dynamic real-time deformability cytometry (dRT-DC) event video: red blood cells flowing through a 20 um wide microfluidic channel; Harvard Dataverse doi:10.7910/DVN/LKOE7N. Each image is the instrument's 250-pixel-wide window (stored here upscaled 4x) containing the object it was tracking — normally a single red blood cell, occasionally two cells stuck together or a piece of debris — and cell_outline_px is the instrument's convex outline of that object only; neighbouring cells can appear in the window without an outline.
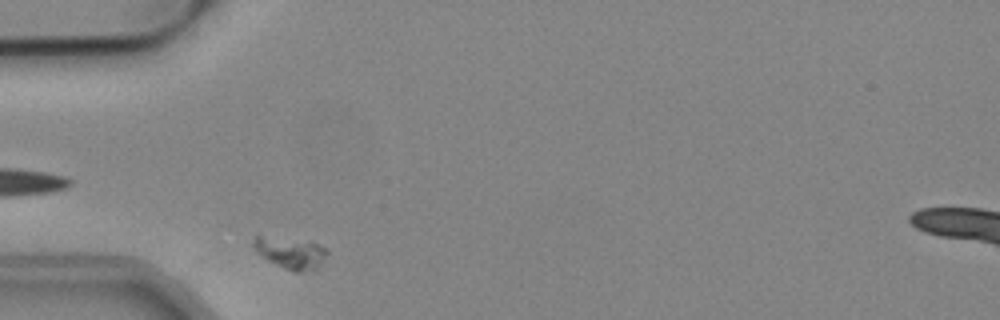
{"species": "common noctule bat (a hibernating species)", "species_latin": "Nyctalus noctula", "temperature_condition": "cold", "stored_images_in_passage": 35, "camera_frame_rate_fps": 3000, "um_per_image_px": 0.085, "animal": {"sex": "male", "body_mass_g": 19.2, "forearm_length_mm": 51.8}, "frame": {"image": 1, "passage_image": 1, "time_ms": 0.0, "image_size_px": [1000, 320], "cell_outline_px": [[328, 252], [320, 264], [316, 268], [300, 272], [292, 272], [268, 260], [256, 252], [252, 248], [252, 240], [256, 236], [260, 236], [316, 244], [324, 248]], "centroid_in_image_um": [24.63, 21.52], "position_along_channel_um": 60.4, "area_um2": 12.83}}
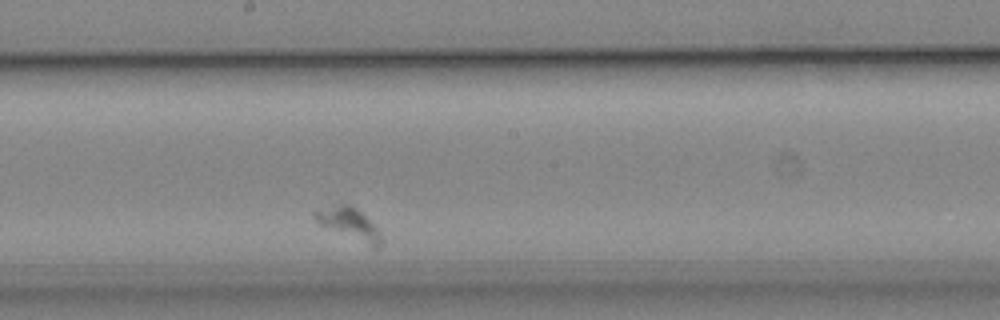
{"frame": {"image": 2, "passage_image": 16, "time_ms": 5.0, "image_size_px": [1000, 320], "cell_outline_px": [[380, 244], [376, 248], [320, 224], [316, 220], [312, 212], [344, 204], [352, 204], [380, 232]], "centroid_in_image_um": [29.68, 19.0], "position_along_channel_um": 218.5, "area_um2": 11.27}}
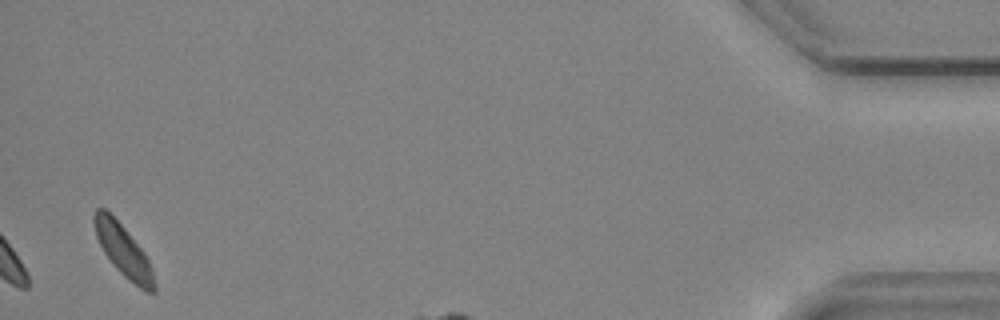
{"frame": {"image": 3, "passage_image": 35, "time_ms": 11.333, "image_size_px": [1000, 320], "cell_outline_px": [[156, 292], [148, 292], [140, 288], [128, 280], [112, 264], [104, 252], [96, 236], [92, 220], [92, 216], [96, 208], [104, 208], [124, 228], [144, 252], [152, 268], [156, 284]], "centroid_in_image_um": [10.48, 21.32], "position_along_channel_um": 424.7, "area_um2": 17.98}}